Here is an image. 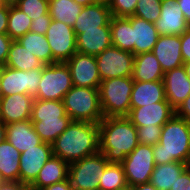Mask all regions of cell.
Masks as SVG:
<instances>
[{
	"label": "cell",
	"instance_id": "obj_51",
	"mask_svg": "<svg viewBox=\"0 0 190 190\" xmlns=\"http://www.w3.org/2000/svg\"><path fill=\"white\" fill-rule=\"evenodd\" d=\"M74 1L83 7L88 5H93L99 2L98 0H74Z\"/></svg>",
	"mask_w": 190,
	"mask_h": 190
},
{
	"label": "cell",
	"instance_id": "obj_4",
	"mask_svg": "<svg viewBox=\"0 0 190 190\" xmlns=\"http://www.w3.org/2000/svg\"><path fill=\"white\" fill-rule=\"evenodd\" d=\"M133 85L132 76L115 77L101 81L99 96L104 118L121 117L129 114Z\"/></svg>",
	"mask_w": 190,
	"mask_h": 190
},
{
	"label": "cell",
	"instance_id": "obj_1",
	"mask_svg": "<svg viewBox=\"0 0 190 190\" xmlns=\"http://www.w3.org/2000/svg\"><path fill=\"white\" fill-rule=\"evenodd\" d=\"M99 138V151L109 163H122L139 145L137 128L126 116L103 118Z\"/></svg>",
	"mask_w": 190,
	"mask_h": 190
},
{
	"label": "cell",
	"instance_id": "obj_21",
	"mask_svg": "<svg viewBox=\"0 0 190 190\" xmlns=\"http://www.w3.org/2000/svg\"><path fill=\"white\" fill-rule=\"evenodd\" d=\"M6 126V140L20 153L40 145L43 141L30 120L14 122Z\"/></svg>",
	"mask_w": 190,
	"mask_h": 190
},
{
	"label": "cell",
	"instance_id": "obj_38",
	"mask_svg": "<svg viewBox=\"0 0 190 190\" xmlns=\"http://www.w3.org/2000/svg\"><path fill=\"white\" fill-rule=\"evenodd\" d=\"M138 0H111L108 5L112 16L130 17L133 16Z\"/></svg>",
	"mask_w": 190,
	"mask_h": 190
},
{
	"label": "cell",
	"instance_id": "obj_39",
	"mask_svg": "<svg viewBox=\"0 0 190 190\" xmlns=\"http://www.w3.org/2000/svg\"><path fill=\"white\" fill-rule=\"evenodd\" d=\"M136 128L139 144L154 146L159 143V139L161 137V126L155 125L154 127L143 126Z\"/></svg>",
	"mask_w": 190,
	"mask_h": 190
},
{
	"label": "cell",
	"instance_id": "obj_20",
	"mask_svg": "<svg viewBox=\"0 0 190 190\" xmlns=\"http://www.w3.org/2000/svg\"><path fill=\"white\" fill-rule=\"evenodd\" d=\"M111 46L110 26H100V30H80L76 34L77 52L97 56Z\"/></svg>",
	"mask_w": 190,
	"mask_h": 190
},
{
	"label": "cell",
	"instance_id": "obj_31",
	"mask_svg": "<svg viewBox=\"0 0 190 190\" xmlns=\"http://www.w3.org/2000/svg\"><path fill=\"white\" fill-rule=\"evenodd\" d=\"M72 121L66 114L61 119H43V121L31 122L41 140L52 144L67 129Z\"/></svg>",
	"mask_w": 190,
	"mask_h": 190
},
{
	"label": "cell",
	"instance_id": "obj_43",
	"mask_svg": "<svg viewBox=\"0 0 190 190\" xmlns=\"http://www.w3.org/2000/svg\"><path fill=\"white\" fill-rule=\"evenodd\" d=\"M170 190H190V166L178 177Z\"/></svg>",
	"mask_w": 190,
	"mask_h": 190
},
{
	"label": "cell",
	"instance_id": "obj_37",
	"mask_svg": "<svg viewBox=\"0 0 190 190\" xmlns=\"http://www.w3.org/2000/svg\"><path fill=\"white\" fill-rule=\"evenodd\" d=\"M16 6L26 13L32 21L36 18H43V15H50L49 1L47 0H19Z\"/></svg>",
	"mask_w": 190,
	"mask_h": 190
},
{
	"label": "cell",
	"instance_id": "obj_12",
	"mask_svg": "<svg viewBox=\"0 0 190 190\" xmlns=\"http://www.w3.org/2000/svg\"><path fill=\"white\" fill-rule=\"evenodd\" d=\"M65 63L70 69L73 86L99 88L102 80L95 56L76 52Z\"/></svg>",
	"mask_w": 190,
	"mask_h": 190
},
{
	"label": "cell",
	"instance_id": "obj_32",
	"mask_svg": "<svg viewBox=\"0 0 190 190\" xmlns=\"http://www.w3.org/2000/svg\"><path fill=\"white\" fill-rule=\"evenodd\" d=\"M17 41L32 52L44 65L52 64V51L46 35L29 31L24 36L19 37Z\"/></svg>",
	"mask_w": 190,
	"mask_h": 190
},
{
	"label": "cell",
	"instance_id": "obj_8",
	"mask_svg": "<svg viewBox=\"0 0 190 190\" xmlns=\"http://www.w3.org/2000/svg\"><path fill=\"white\" fill-rule=\"evenodd\" d=\"M42 68L20 71L0 66V95L27 94L35 98L41 79Z\"/></svg>",
	"mask_w": 190,
	"mask_h": 190
},
{
	"label": "cell",
	"instance_id": "obj_24",
	"mask_svg": "<svg viewBox=\"0 0 190 190\" xmlns=\"http://www.w3.org/2000/svg\"><path fill=\"white\" fill-rule=\"evenodd\" d=\"M164 72L156 56L152 52H144L134 56L132 79L134 81L151 82L163 80Z\"/></svg>",
	"mask_w": 190,
	"mask_h": 190
},
{
	"label": "cell",
	"instance_id": "obj_36",
	"mask_svg": "<svg viewBox=\"0 0 190 190\" xmlns=\"http://www.w3.org/2000/svg\"><path fill=\"white\" fill-rule=\"evenodd\" d=\"M161 13V0H138L133 16L155 23Z\"/></svg>",
	"mask_w": 190,
	"mask_h": 190
},
{
	"label": "cell",
	"instance_id": "obj_49",
	"mask_svg": "<svg viewBox=\"0 0 190 190\" xmlns=\"http://www.w3.org/2000/svg\"><path fill=\"white\" fill-rule=\"evenodd\" d=\"M131 190H159L158 188H156L153 184L146 183V184H140L137 186H132L130 187Z\"/></svg>",
	"mask_w": 190,
	"mask_h": 190
},
{
	"label": "cell",
	"instance_id": "obj_23",
	"mask_svg": "<svg viewBox=\"0 0 190 190\" xmlns=\"http://www.w3.org/2000/svg\"><path fill=\"white\" fill-rule=\"evenodd\" d=\"M166 99L163 80L134 81L130 104L131 108L144 107Z\"/></svg>",
	"mask_w": 190,
	"mask_h": 190
},
{
	"label": "cell",
	"instance_id": "obj_45",
	"mask_svg": "<svg viewBox=\"0 0 190 190\" xmlns=\"http://www.w3.org/2000/svg\"><path fill=\"white\" fill-rule=\"evenodd\" d=\"M9 6H0V34L7 33Z\"/></svg>",
	"mask_w": 190,
	"mask_h": 190
},
{
	"label": "cell",
	"instance_id": "obj_35",
	"mask_svg": "<svg viewBox=\"0 0 190 190\" xmlns=\"http://www.w3.org/2000/svg\"><path fill=\"white\" fill-rule=\"evenodd\" d=\"M32 20L17 6H9L7 35L17 40L30 31Z\"/></svg>",
	"mask_w": 190,
	"mask_h": 190
},
{
	"label": "cell",
	"instance_id": "obj_26",
	"mask_svg": "<svg viewBox=\"0 0 190 190\" xmlns=\"http://www.w3.org/2000/svg\"><path fill=\"white\" fill-rule=\"evenodd\" d=\"M4 66L20 71H29L31 69L43 68L44 64L17 40H13Z\"/></svg>",
	"mask_w": 190,
	"mask_h": 190
},
{
	"label": "cell",
	"instance_id": "obj_19",
	"mask_svg": "<svg viewBox=\"0 0 190 190\" xmlns=\"http://www.w3.org/2000/svg\"><path fill=\"white\" fill-rule=\"evenodd\" d=\"M111 18L107 3L98 2L84 6L73 25V30L75 34L80 33V30H100V26H110Z\"/></svg>",
	"mask_w": 190,
	"mask_h": 190
},
{
	"label": "cell",
	"instance_id": "obj_9",
	"mask_svg": "<svg viewBox=\"0 0 190 190\" xmlns=\"http://www.w3.org/2000/svg\"><path fill=\"white\" fill-rule=\"evenodd\" d=\"M121 165L128 187L149 183L155 167L153 146L139 144Z\"/></svg>",
	"mask_w": 190,
	"mask_h": 190
},
{
	"label": "cell",
	"instance_id": "obj_25",
	"mask_svg": "<svg viewBox=\"0 0 190 190\" xmlns=\"http://www.w3.org/2000/svg\"><path fill=\"white\" fill-rule=\"evenodd\" d=\"M69 163L53 155L39 171L36 180L31 184L37 188L62 182L68 179Z\"/></svg>",
	"mask_w": 190,
	"mask_h": 190
},
{
	"label": "cell",
	"instance_id": "obj_6",
	"mask_svg": "<svg viewBox=\"0 0 190 190\" xmlns=\"http://www.w3.org/2000/svg\"><path fill=\"white\" fill-rule=\"evenodd\" d=\"M108 163L100 151L70 163L68 178L72 190H99V180Z\"/></svg>",
	"mask_w": 190,
	"mask_h": 190
},
{
	"label": "cell",
	"instance_id": "obj_33",
	"mask_svg": "<svg viewBox=\"0 0 190 190\" xmlns=\"http://www.w3.org/2000/svg\"><path fill=\"white\" fill-rule=\"evenodd\" d=\"M65 115L66 111L63 101L34 99L30 121H43V119H61Z\"/></svg>",
	"mask_w": 190,
	"mask_h": 190
},
{
	"label": "cell",
	"instance_id": "obj_13",
	"mask_svg": "<svg viewBox=\"0 0 190 190\" xmlns=\"http://www.w3.org/2000/svg\"><path fill=\"white\" fill-rule=\"evenodd\" d=\"M51 156L52 144L46 142L22 152L19 160V182L31 185Z\"/></svg>",
	"mask_w": 190,
	"mask_h": 190
},
{
	"label": "cell",
	"instance_id": "obj_29",
	"mask_svg": "<svg viewBox=\"0 0 190 190\" xmlns=\"http://www.w3.org/2000/svg\"><path fill=\"white\" fill-rule=\"evenodd\" d=\"M112 46L134 54V43H132V24L130 17H114L110 21Z\"/></svg>",
	"mask_w": 190,
	"mask_h": 190
},
{
	"label": "cell",
	"instance_id": "obj_41",
	"mask_svg": "<svg viewBox=\"0 0 190 190\" xmlns=\"http://www.w3.org/2000/svg\"><path fill=\"white\" fill-rule=\"evenodd\" d=\"M12 41L7 34H0V66H4L6 63Z\"/></svg>",
	"mask_w": 190,
	"mask_h": 190
},
{
	"label": "cell",
	"instance_id": "obj_27",
	"mask_svg": "<svg viewBox=\"0 0 190 190\" xmlns=\"http://www.w3.org/2000/svg\"><path fill=\"white\" fill-rule=\"evenodd\" d=\"M20 156L7 140L0 143V181L19 182Z\"/></svg>",
	"mask_w": 190,
	"mask_h": 190
},
{
	"label": "cell",
	"instance_id": "obj_5",
	"mask_svg": "<svg viewBox=\"0 0 190 190\" xmlns=\"http://www.w3.org/2000/svg\"><path fill=\"white\" fill-rule=\"evenodd\" d=\"M66 114L73 121L97 123L104 118L99 88L73 86L63 98Z\"/></svg>",
	"mask_w": 190,
	"mask_h": 190
},
{
	"label": "cell",
	"instance_id": "obj_50",
	"mask_svg": "<svg viewBox=\"0 0 190 190\" xmlns=\"http://www.w3.org/2000/svg\"><path fill=\"white\" fill-rule=\"evenodd\" d=\"M6 140V126L0 121V143Z\"/></svg>",
	"mask_w": 190,
	"mask_h": 190
},
{
	"label": "cell",
	"instance_id": "obj_53",
	"mask_svg": "<svg viewBox=\"0 0 190 190\" xmlns=\"http://www.w3.org/2000/svg\"><path fill=\"white\" fill-rule=\"evenodd\" d=\"M183 66L185 68L188 79L190 80V62H184Z\"/></svg>",
	"mask_w": 190,
	"mask_h": 190
},
{
	"label": "cell",
	"instance_id": "obj_48",
	"mask_svg": "<svg viewBox=\"0 0 190 190\" xmlns=\"http://www.w3.org/2000/svg\"><path fill=\"white\" fill-rule=\"evenodd\" d=\"M179 4L186 22L190 25V0H176Z\"/></svg>",
	"mask_w": 190,
	"mask_h": 190
},
{
	"label": "cell",
	"instance_id": "obj_7",
	"mask_svg": "<svg viewBox=\"0 0 190 190\" xmlns=\"http://www.w3.org/2000/svg\"><path fill=\"white\" fill-rule=\"evenodd\" d=\"M73 87L70 69L64 62L44 65L38 86L37 96L40 100H61Z\"/></svg>",
	"mask_w": 190,
	"mask_h": 190
},
{
	"label": "cell",
	"instance_id": "obj_10",
	"mask_svg": "<svg viewBox=\"0 0 190 190\" xmlns=\"http://www.w3.org/2000/svg\"><path fill=\"white\" fill-rule=\"evenodd\" d=\"M134 56L115 46L106 48L95 56L101 80L132 76Z\"/></svg>",
	"mask_w": 190,
	"mask_h": 190
},
{
	"label": "cell",
	"instance_id": "obj_46",
	"mask_svg": "<svg viewBox=\"0 0 190 190\" xmlns=\"http://www.w3.org/2000/svg\"><path fill=\"white\" fill-rule=\"evenodd\" d=\"M42 190H72L69 178L62 182H58L42 188Z\"/></svg>",
	"mask_w": 190,
	"mask_h": 190
},
{
	"label": "cell",
	"instance_id": "obj_40",
	"mask_svg": "<svg viewBox=\"0 0 190 190\" xmlns=\"http://www.w3.org/2000/svg\"><path fill=\"white\" fill-rule=\"evenodd\" d=\"M51 22L52 18L50 15H43V18H36L32 21L30 31L33 33L46 35V32Z\"/></svg>",
	"mask_w": 190,
	"mask_h": 190
},
{
	"label": "cell",
	"instance_id": "obj_11",
	"mask_svg": "<svg viewBox=\"0 0 190 190\" xmlns=\"http://www.w3.org/2000/svg\"><path fill=\"white\" fill-rule=\"evenodd\" d=\"M46 38L52 51V64L65 63L77 52L76 34L72 26L52 20Z\"/></svg>",
	"mask_w": 190,
	"mask_h": 190
},
{
	"label": "cell",
	"instance_id": "obj_22",
	"mask_svg": "<svg viewBox=\"0 0 190 190\" xmlns=\"http://www.w3.org/2000/svg\"><path fill=\"white\" fill-rule=\"evenodd\" d=\"M132 24V43H134V55L151 52L160 34L154 23L148 22L136 16H130Z\"/></svg>",
	"mask_w": 190,
	"mask_h": 190
},
{
	"label": "cell",
	"instance_id": "obj_54",
	"mask_svg": "<svg viewBox=\"0 0 190 190\" xmlns=\"http://www.w3.org/2000/svg\"><path fill=\"white\" fill-rule=\"evenodd\" d=\"M24 190H42V188H37L32 185H26L24 184Z\"/></svg>",
	"mask_w": 190,
	"mask_h": 190
},
{
	"label": "cell",
	"instance_id": "obj_52",
	"mask_svg": "<svg viewBox=\"0 0 190 190\" xmlns=\"http://www.w3.org/2000/svg\"><path fill=\"white\" fill-rule=\"evenodd\" d=\"M19 0H2V3L6 6H16Z\"/></svg>",
	"mask_w": 190,
	"mask_h": 190
},
{
	"label": "cell",
	"instance_id": "obj_16",
	"mask_svg": "<svg viewBox=\"0 0 190 190\" xmlns=\"http://www.w3.org/2000/svg\"><path fill=\"white\" fill-rule=\"evenodd\" d=\"M160 35H181L190 25L176 0H161V13L154 23Z\"/></svg>",
	"mask_w": 190,
	"mask_h": 190
},
{
	"label": "cell",
	"instance_id": "obj_47",
	"mask_svg": "<svg viewBox=\"0 0 190 190\" xmlns=\"http://www.w3.org/2000/svg\"><path fill=\"white\" fill-rule=\"evenodd\" d=\"M0 190H24L21 182L0 181Z\"/></svg>",
	"mask_w": 190,
	"mask_h": 190
},
{
	"label": "cell",
	"instance_id": "obj_14",
	"mask_svg": "<svg viewBox=\"0 0 190 190\" xmlns=\"http://www.w3.org/2000/svg\"><path fill=\"white\" fill-rule=\"evenodd\" d=\"M175 115L167 99L144 107L131 108L126 116L135 127H163Z\"/></svg>",
	"mask_w": 190,
	"mask_h": 190
},
{
	"label": "cell",
	"instance_id": "obj_18",
	"mask_svg": "<svg viewBox=\"0 0 190 190\" xmlns=\"http://www.w3.org/2000/svg\"><path fill=\"white\" fill-rule=\"evenodd\" d=\"M165 97L171 107L176 110L190 95V80L184 66H179L164 73L163 76Z\"/></svg>",
	"mask_w": 190,
	"mask_h": 190
},
{
	"label": "cell",
	"instance_id": "obj_42",
	"mask_svg": "<svg viewBox=\"0 0 190 190\" xmlns=\"http://www.w3.org/2000/svg\"><path fill=\"white\" fill-rule=\"evenodd\" d=\"M183 62H190V27L180 35Z\"/></svg>",
	"mask_w": 190,
	"mask_h": 190
},
{
	"label": "cell",
	"instance_id": "obj_30",
	"mask_svg": "<svg viewBox=\"0 0 190 190\" xmlns=\"http://www.w3.org/2000/svg\"><path fill=\"white\" fill-rule=\"evenodd\" d=\"M82 8L74 0H50L48 10L52 20L73 27Z\"/></svg>",
	"mask_w": 190,
	"mask_h": 190
},
{
	"label": "cell",
	"instance_id": "obj_34",
	"mask_svg": "<svg viewBox=\"0 0 190 190\" xmlns=\"http://www.w3.org/2000/svg\"><path fill=\"white\" fill-rule=\"evenodd\" d=\"M128 188L121 163H108L99 180V190H124Z\"/></svg>",
	"mask_w": 190,
	"mask_h": 190
},
{
	"label": "cell",
	"instance_id": "obj_17",
	"mask_svg": "<svg viewBox=\"0 0 190 190\" xmlns=\"http://www.w3.org/2000/svg\"><path fill=\"white\" fill-rule=\"evenodd\" d=\"M151 52L158 59L164 73L184 63L180 35H160Z\"/></svg>",
	"mask_w": 190,
	"mask_h": 190
},
{
	"label": "cell",
	"instance_id": "obj_2",
	"mask_svg": "<svg viewBox=\"0 0 190 190\" xmlns=\"http://www.w3.org/2000/svg\"><path fill=\"white\" fill-rule=\"evenodd\" d=\"M99 139V124L72 121L52 143L53 155L70 164L99 152Z\"/></svg>",
	"mask_w": 190,
	"mask_h": 190
},
{
	"label": "cell",
	"instance_id": "obj_55",
	"mask_svg": "<svg viewBox=\"0 0 190 190\" xmlns=\"http://www.w3.org/2000/svg\"><path fill=\"white\" fill-rule=\"evenodd\" d=\"M99 2H103V3H109L111 0H98Z\"/></svg>",
	"mask_w": 190,
	"mask_h": 190
},
{
	"label": "cell",
	"instance_id": "obj_44",
	"mask_svg": "<svg viewBox=\"0 0 190 190\" xmlns=\"http://www.w3.org/2000/svg\"><path fill=\"white\" fill-rule=\"evenodd\" d=\"M175 114L190 123V95L175 110Z\"/></svg>",
	"mask_w": 190,
	"mask_h": 190
},
{
	"label": "cell",
	"instance_id": "obj_28",
	"mask_svg": "<svg viewBox=\"0 0 190 190\" xmlns=\"http://www.w3.org/2000/svg\"><path fill=\"white\" fill-rule=\"evenodd\" d=\"M189 164L173 161L162 165H155L150 183L159 190H170L178 177L189 167Z\"/></svg>",
	"mask_w": 190,
	"mask_h": 190
},
{
	"label": "cell",
	"instance_id": "obj_15",
	"mask_svg": "<svg viewBox=\"0 0 190 190\" xmlns=\"http://www.w3.org/2000/svg\"><path fill=\"white\" fill-rule=\"evenodd\" d=\"M34 98L27 94L0 97V121L5 125L30 120Z\"/></svg>",
	"mask_w": 190,
	"mask_h": 190
},
{
	"label": "cell",
	"instance_id": "obj_3",
	"mask_svg": "<svg viewBox=\"0 0 190 190\" xmlns=\"http://www.w3.org/2000/svg\"><path fill=\"white\" fill-rule=\"evenodd\" d=\"M155 165L173 161L190 165V123L176 114L161 128L159 143L153 146Z\"/></svg>",
	"mask_w": 190,
	"mask_h": 190
}]
</instances>
